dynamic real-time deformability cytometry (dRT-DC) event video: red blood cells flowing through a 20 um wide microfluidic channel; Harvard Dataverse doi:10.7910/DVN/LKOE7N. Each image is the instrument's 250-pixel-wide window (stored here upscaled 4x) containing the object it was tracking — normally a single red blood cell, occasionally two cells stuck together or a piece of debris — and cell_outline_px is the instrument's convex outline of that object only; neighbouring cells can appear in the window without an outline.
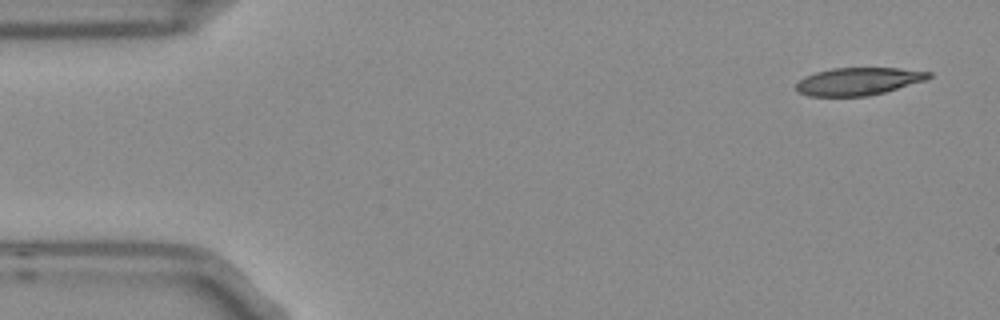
{"species": "Egyptian fruit bat (a non-hibernating species)", "species_latin": "Rousettus aegyptiacus", "temperature_condition": "room temperature", "stored_images_in_passage": 5, "segment_of_instrument_passage": [1, 2], "camera_frame_rate_fps": 3000, "um_per_image_px": 0.085, "frame": {"image": 1, "passage_image": 1, "time_ms": 0.0, "image_size_px": [1000, 320], "cell_outline_px": [[932, 76], [924, 80], [884, 92], [868, 96], [808, 96], [796, 92], [796, 84], [804, 76], [816, 72], [832, 68], [900, 68], [932, 72]], "centroid_in_image_um": [72.92, 6.91], "position_along_channel_um": 12.1, "area_um2": 21.27}}
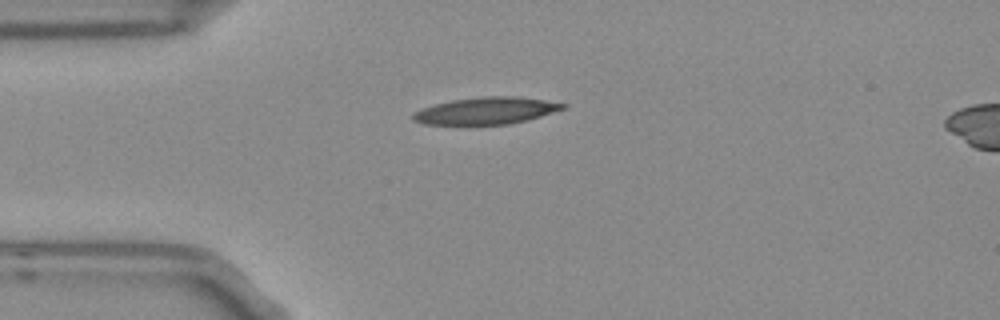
{"frame": {"image": 2, "passage_image": 4, "time_ms": 1.0, "image_size_px": [1000, 320], "cell_outline_px": [[568, 104], [564, 108], [540, 116], [508, 124], [424, 124], [412, 120], [412, 112], [436, 104], [452, 100], [484, 96], [516, 96], [544, 100]], "centroid_in_image_um": [41.29, 9.4], "position_along_channel_um": 43.7, "area_um2": 23.18}}